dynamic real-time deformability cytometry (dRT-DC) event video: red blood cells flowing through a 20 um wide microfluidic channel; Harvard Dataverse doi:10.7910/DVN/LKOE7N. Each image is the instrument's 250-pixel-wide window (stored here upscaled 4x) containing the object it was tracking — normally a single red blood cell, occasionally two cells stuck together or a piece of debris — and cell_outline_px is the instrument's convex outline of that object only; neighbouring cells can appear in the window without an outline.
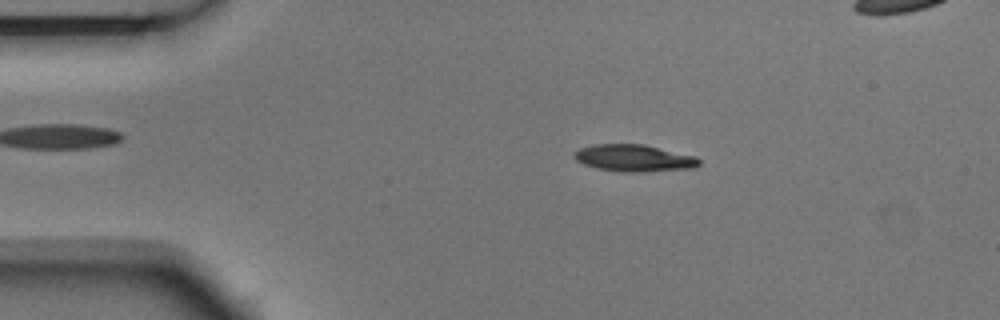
{"species": "Egyptian fruit bat (a non-hibernating species)", "species_latin": "Rousettus aegyptiacus", "temperature_condition": "room temperature", "stored_images_in_passage": 4, "camera_frame_rate_fps": 3000, "um_per_image_px": 0.085, "animal": {"sex": "male"}, "frame": {"image": 1, "passage_image": 2, "time_ms": 0.333, "image_size_px": [1000, 320], "cell_outline_px": [[700, 164], [696, 168], [644, 172], [624, 172], [596, 168], [584, 164], [576, 160], [572, 156], [572, 152], [580, 148], [596, 144], [644, 144], [696, 156], [700, 160]], "centroid_in_image_um": [53.9, 13.44], "position_along_channel_um": 31.1, "area_um2": 19.83}}